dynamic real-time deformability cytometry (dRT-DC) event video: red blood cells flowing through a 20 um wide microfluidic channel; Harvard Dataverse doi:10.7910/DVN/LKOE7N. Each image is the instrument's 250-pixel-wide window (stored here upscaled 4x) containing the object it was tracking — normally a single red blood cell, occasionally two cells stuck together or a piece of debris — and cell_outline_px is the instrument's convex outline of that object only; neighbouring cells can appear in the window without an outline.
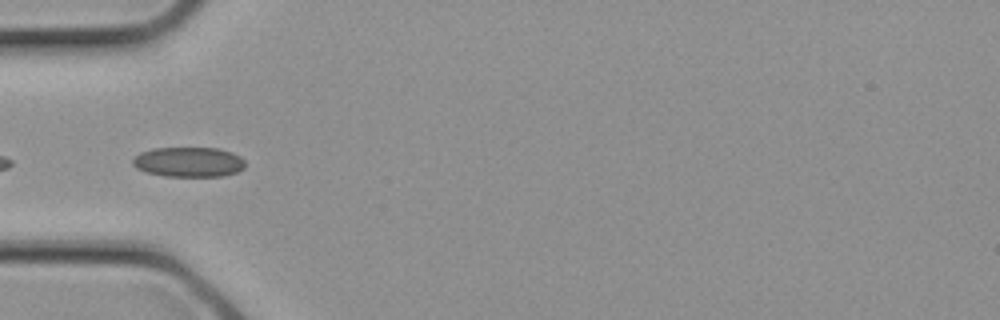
{"species": "common noctule bat (a hibernating species)", "species_latin": "Nyctalus noctula", "temperature_condition": "cold", "stored_images_in_passage": 20, "camera_frame_rate_fps": 3000, "um_per_image_px": 0.085, "animal": {"sex": "female", "body_mass_g": 21.9}, "frame": {"image": 1, "passage_image": 1, "time_ms": 0.0, "image_size_px": [1000, 320], "cell_outline_px": [[244, 168], [236, 172], [224, 176], [164, 176], [148, 172], [136, 168], [132, 164], [132, 160], [140, 152], [152, 148], [220, 148], [232, 152], [240, 156], [244, 160]], "centroid_in_image_um": [16.04, 13.76], "position_along_channel_um": 69.0, "area_um2": 19.65}}
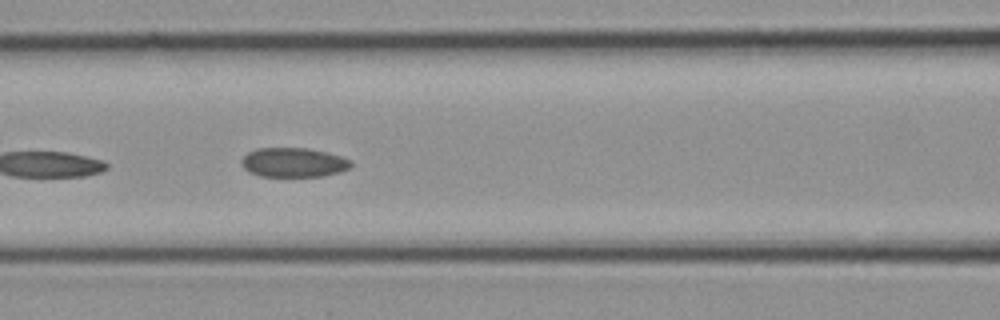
{"frame": {"image": 2, "passage_image": 4, "time_ms": 1.0, "image_size_px": [1000, 320], "cell_outline_px": [[352, 168], [340, 172], [324, 176], [260, 176], [248, 172], [240, 164], [240, 160], [248, 152], [256, 148], [308, 148], [340, 156], [352, 160]], "centroid_in_image_um": [24.94, 13.81], "position_along_channel_um": 141.7, "area_um2": 18.9}}